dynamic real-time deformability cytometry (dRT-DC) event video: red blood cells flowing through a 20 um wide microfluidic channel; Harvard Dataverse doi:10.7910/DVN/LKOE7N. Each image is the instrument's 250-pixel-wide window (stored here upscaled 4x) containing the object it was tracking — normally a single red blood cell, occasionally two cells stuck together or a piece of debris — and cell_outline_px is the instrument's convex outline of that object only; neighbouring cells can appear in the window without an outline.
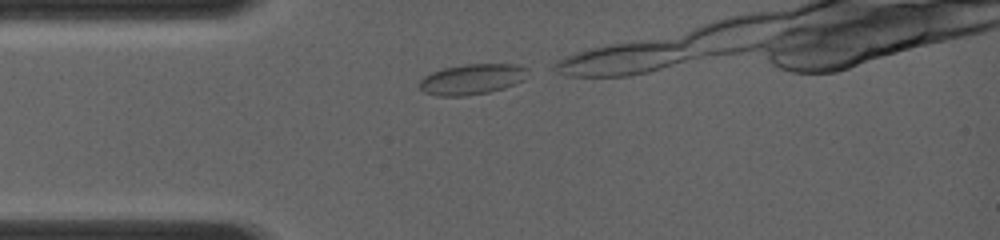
{"species": "common noctule bat (a hibernating species)", "species_latin": "Nyctalus noctula", "temperature_condition": "room temperature", "stored_images_in_passage": 6, "camera_frame_rate_fps": 4000, "um_per_image_px": 0.085, "animal": {"sex": "female", "body_mass_g": 19.0, "forearm_length_mm": 56.7}, "frame": {"image": 1, "passage_image": 1, "time_ms": 0.0, "image_size_px": [1000, 240], "cell_outline_px": [[528, 68], [524, 80], [504, 88], [488, 92], [464, 96], [436, 96], [424, 92], [420, 88], [420, 80], [424, 76], [432, 72], [444, 68], [464, 64], [520, 64]], "centroid_in_image_um": [40.12, 6.73], "position_along_channel_um": 44.9, "area_um2": 19.31}}
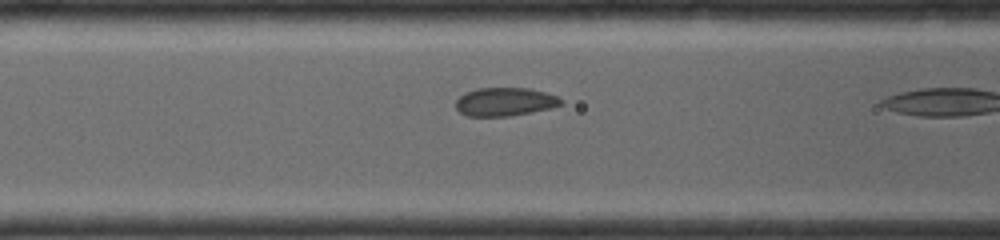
{"frame": {"image": 2, "passage_image": 5, "time_ms": 2.0, "image_size_px": [1000, 240], "cell_outline_px": [[564, 104], [552, 108], [508, 116], [468, 116], [460, 112], [456, 108], [456, 100], [464, 92], [476, 88], [528, 88], [544, 92], [556, 96], [564, 100]], "centroid_in_image_um": [42.92, 8.65], "position_along_channel_um": 123.7, "area_um2": 17.46}}